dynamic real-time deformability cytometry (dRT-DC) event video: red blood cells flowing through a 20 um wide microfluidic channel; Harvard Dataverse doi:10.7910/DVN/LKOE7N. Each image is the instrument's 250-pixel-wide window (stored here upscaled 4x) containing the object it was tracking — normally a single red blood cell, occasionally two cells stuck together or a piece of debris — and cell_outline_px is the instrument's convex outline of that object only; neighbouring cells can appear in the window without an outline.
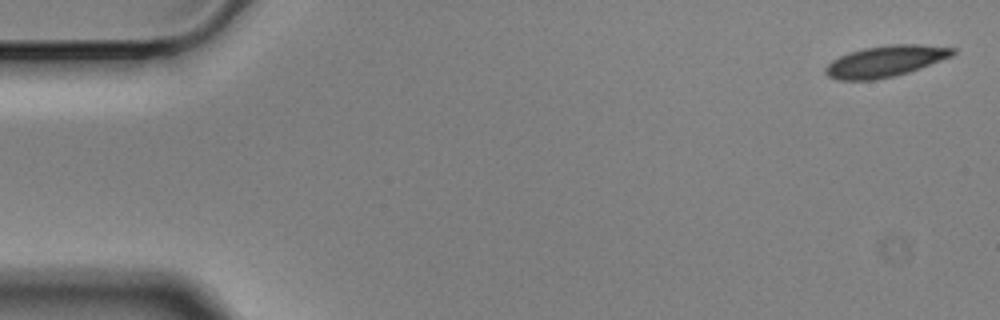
{"species": "Egyptian fruit bat (a non-hibernating species)", "species_latin": "Rousettus aegyptiacus", "temperature_condition": "cold", "stored_images_in_passage": 16, "camera_frame_rate_fps": 3000, "um_per_image_px": 0.085, "animal": {"sex": "male"}, "frame": {"image": 1, "passage_image": 1, "time_ms": 0.0, "image_size_px": [1000, 320], "cell_outline_px": [[956, 52], [952, 56], [920, 68], [908, 72], [892, 76], [872, 80], [836, 80], [828, 76], [824, 72], [824, 68], [832, 60], [848, 52], [864, 48], [888, 44], [920, 44], [956, 48]], "centroid_in_image_um": [75.24, 5.19], "position_along_channel_um": 9.8, "area_um2": 23.18}}
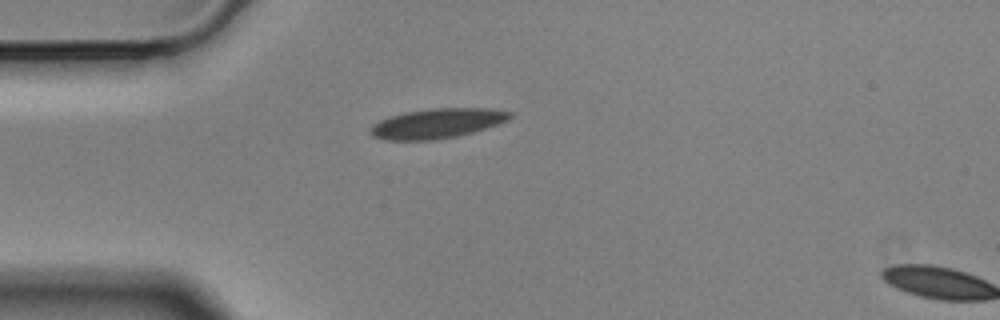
{"frame": {"image": 2, "passage_image": 14, "time_ms": 4.333, "image_size_px": [1000, 320], "cell_outline_px": [[516, 112], [508, 120], [472, 132], [456, 136], [432, 140], [384, 140], [372, 136], [368, 132], [368, 128], [372, 124], [380, 120], [404, 112], [432, 108], [492, 108]], "centroid_in_image_um": [37.14, 10.48], "position_along_channel_um": 47.9, "area_um2": 24.33}}